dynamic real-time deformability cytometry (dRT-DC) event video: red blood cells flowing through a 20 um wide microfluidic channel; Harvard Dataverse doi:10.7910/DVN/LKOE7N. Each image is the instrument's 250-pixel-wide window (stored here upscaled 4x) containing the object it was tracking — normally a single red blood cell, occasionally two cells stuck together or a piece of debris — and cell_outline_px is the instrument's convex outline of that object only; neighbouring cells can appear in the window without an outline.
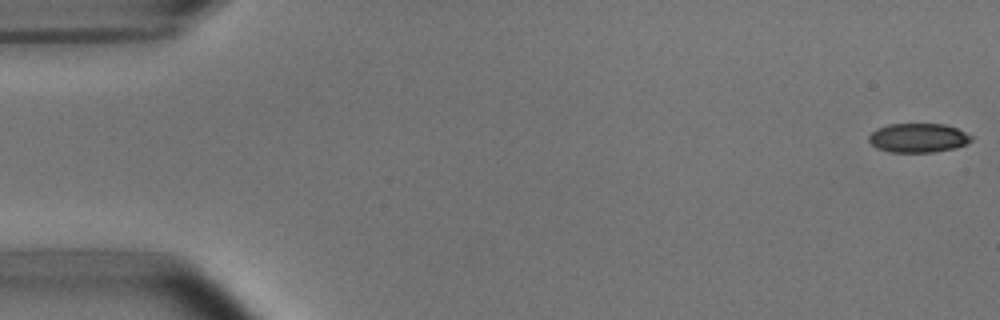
{"species": "common noctule bat (a hibernating species)", "species_latin": "Nyctalus noctula", "temperature_condition": "room temperature", "stored_images_in_passage": 5, "camera_frame_rate_fps": 3000, "um_per_image_px": 0.085, "animal": {"sex": "male", "body_mass_g": 15.6}, "frame": {"image": 1, "passage_image": 1, "time_ms": 0.0, "image_size_px": [1000, 320], "cell_outline_px": [[972, 140], [968, 144], [956, 148], [932, 152], [888, 152], [876, 148], [868, 140], [868, 136], [876, 128], [888, 124], [944, 124], [956, 128], [972, 136]], "centroid_in_image_um": [78.03, 11.72], "position_along_channel_um": 7.0, "area_um2": 17.51}}
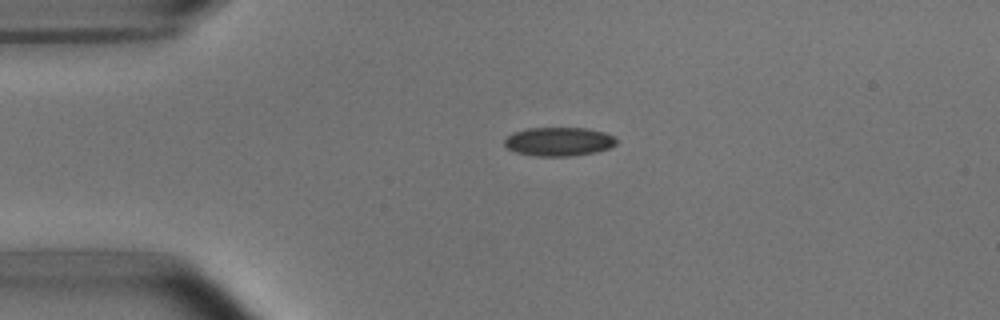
{"frame": {"image": 2, "passage_image": 4, "time_ms": 3.667, "image_size_px": [1000, 320], "cell_outline_px": [[616, 144], [608, 148], [596, 152], [572, 156], [536, 156], [516, 152], [508, 148], [504, 144], [504, 140], [512, 132], [528, 128], [588, 128], [604, 132], [616, 136]], "centroid_in_image_um": [47.51, 12.03], "position_along_channel_um": 37.5, "area_um2": 18.84}}